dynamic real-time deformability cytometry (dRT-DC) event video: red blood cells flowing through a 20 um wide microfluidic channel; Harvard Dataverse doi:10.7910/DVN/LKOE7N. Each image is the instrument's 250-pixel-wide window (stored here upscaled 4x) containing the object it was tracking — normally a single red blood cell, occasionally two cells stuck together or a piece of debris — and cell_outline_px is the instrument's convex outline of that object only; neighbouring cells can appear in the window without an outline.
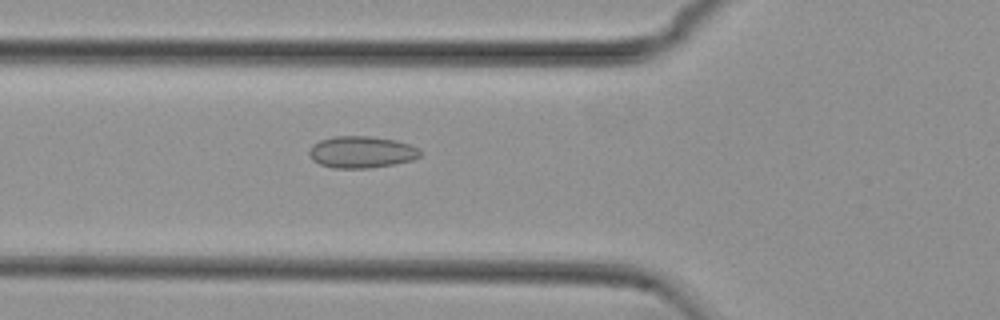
{"species": "common noctule bat (a hibernating species)", "species_latin": "Nyctalus noctula", "temperature_condition": "cold", "stored_images_in_passage": 55, "camera_frame_rate_fps": 3000, "um_per_image_px": 0.085, "animal": {"sex": "female", "body_mass_g": 29.2, "forearm_length_mm": 56.3}, "frame": {"image": 1, "passage_image": 20, "time_ms": 6.333, "image_size_px": [1000, 320], "cell_outline_px": [[420, 156], [412, 160], [392, 164], [368, 168], [336, 168], [320, 164], [312, 160], [308, 156], [308, 152], [312, 144], [320, 140], [332, 136], [368, 136], [396, 140], [420, 148]], "centroid_in_image_um": [30.69, 12.92], "position_along_channel_um": 95.1, "area_um2": 20.58}}
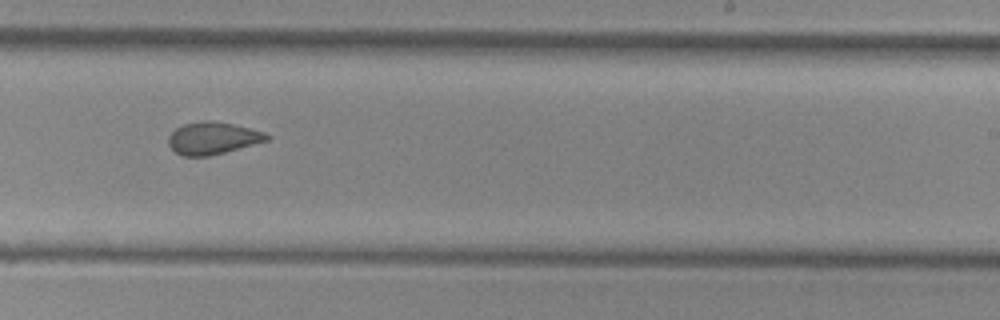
{"frame": {"image": 2, "passage_image": 34, "time_ms": 11.0, "image_size_px": [1000, 320], "cell_outline_px": [[272, 136], [268, 140], [224, 152], [208, 156], [180, 156], [168, 144], [168, 136], [176, 128], [184, 124], [204, 120], [208, 120], [232, 124], [264, 132]], "centroid_in_image_um": [18.06, 11.74], "position_along_channel_um": 270.9, "area_um2": 18.26}}
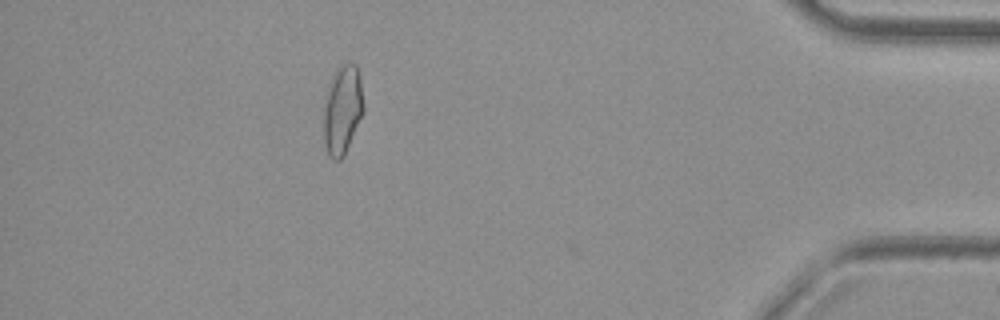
{"frame": {"image": 3, "passage_image": 49, "time_ms": 16.0, "image_size_px": [1000, 320], "cell_outline_px": [[364, 112], [344, 156], [340, 160], [332, 160], [328, 156], [324, 144], [324, 108], [328, 84], [336, 68], [348, 60], [356, 64], [360, 76], [364, 104]], "centroid_in_image_um": [29.12, 9.31], "position_along_channel_um": 406.1, "area_um2": 21.15}, "authors_computed_cell_mechanics": {"area_um2": 19.941, "velocity_mm_per_s": 3.7656, "shape_relaxation_time_tau1_ms": null, "shape_relaxation_time_tau2_ms": 1.7287, "deformation_change_tau1": null, "deformation_change_tau2": 0.056}}